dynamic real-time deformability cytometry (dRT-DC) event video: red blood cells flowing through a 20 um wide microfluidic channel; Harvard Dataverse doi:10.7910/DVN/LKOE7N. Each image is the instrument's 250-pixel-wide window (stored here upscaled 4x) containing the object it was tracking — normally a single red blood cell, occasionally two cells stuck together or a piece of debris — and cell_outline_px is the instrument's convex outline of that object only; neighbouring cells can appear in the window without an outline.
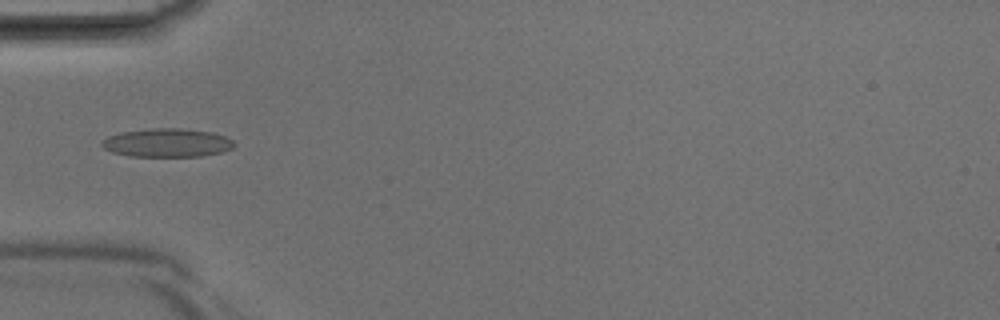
{"species": "Egyptian fruit bat (a non-hibernating species)", "species_latin": "Rousettus aegyptiacus", "temperature_condition": "room temperature", "stored_images_in_passage": 40, "camera_frame_rate_fps": 3000, "um_per_image_px": 0.085, "animal": {"sex": "male"}, "frame": {"image": 1, "passage_image": 13, "time_ms": 4.0, "image_size_px": [1000, 320], "cell_outline_px": [[236, 144], [232, 148], [220, 152], [200, 156], [132, 156], [112, 152], [104, 148], [100, 144], [100, 140], [108, 136], [120, 132], [152, 128], [180, 128], [212, 132], [224, 136], [232, 140]], "centroid_in_image_um": [14.17, 12.13], "position_along_channel_um": 70.8, "area_um2": 21.96}}
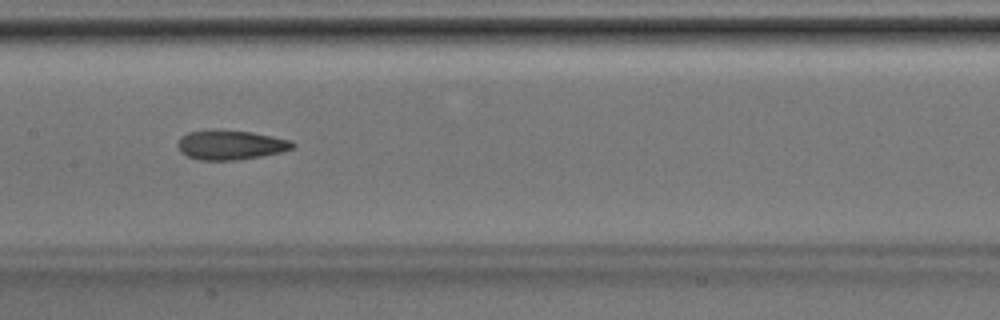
{"frame": {"image": 2, "passage_image": 20, "time_ms": 6.333, "image_size_px": [1000, 320], "cell_outline_px": [[296, 144], [292, 148], [280, 152], [260, 156], [236, 160], [196, 160], [180, 152], [176, 144], [180, 136], [188, 132], [208, 128], [216, 128], [252, 132], [292, 140]], "centroid_in_image_um": [19.53, 12.29], "position_along_channel_um": 187.9, "area_um2": 20.23}}
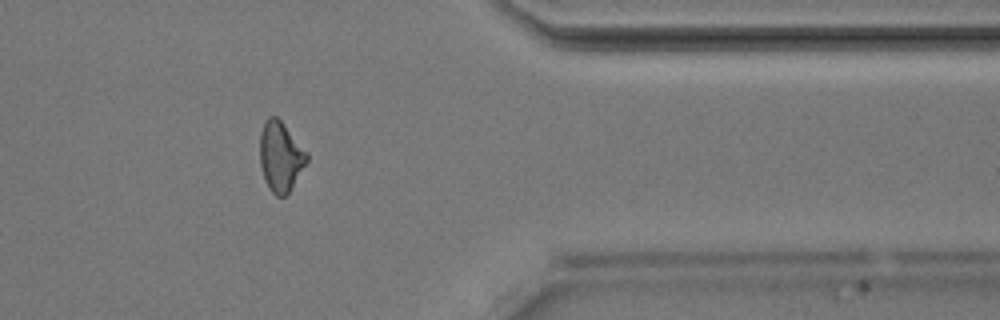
{"frame": {"image": 3, "passage_image": 33, "time_ms": 10.667, "image_size_px": [1000, 320], "cell_outline_px": [[308, 160], [288, 192], [284, 196], [276, 196], [272, 192], [264, 180], [260, 164], [260, 132], [264, 120], [268, 116], [276, 116], [284, 124], [308, 152]], "centroid_in_image_um": [23.83, 13.27], "position_along_channel_um": 387.6, "area_um2": 19.07}}